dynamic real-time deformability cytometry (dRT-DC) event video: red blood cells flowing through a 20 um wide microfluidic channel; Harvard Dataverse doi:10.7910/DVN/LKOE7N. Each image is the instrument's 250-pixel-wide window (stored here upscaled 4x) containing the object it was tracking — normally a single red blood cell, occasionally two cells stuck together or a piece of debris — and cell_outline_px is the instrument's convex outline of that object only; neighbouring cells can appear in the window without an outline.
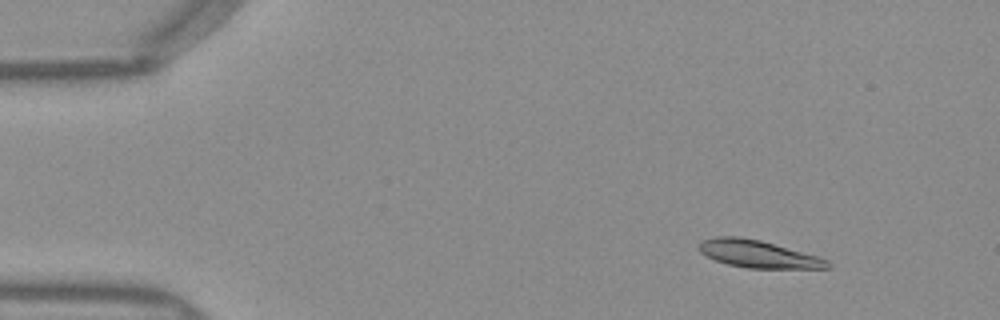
{"species": "Egyptian fruit bat (a non-hibernating species)", "species_latin": "Rousettus aegyptiacus", "temperature_condition": "warm", "stored_images_in_passage": 50, "camera_frame_rate_fps": 3000, "um_per_image_px": 0.085, "frame": {"image": 1, "passage_image": 5, "time_ms": 1.333, "image_size_px": [1000, 320], "cell_outline_px": [[832, 264], [828, 268], [748, 268], [728, 264], [716, 260], [700, 252], [700, 244], [704, 240], [716, 236], [740, 236], [760, 240], [820, 256], [828, 260]], "centroid_in_image_um": [64.5, 21.59], "position_along_channel_um": 20.5, "area_um2": 20.4}}
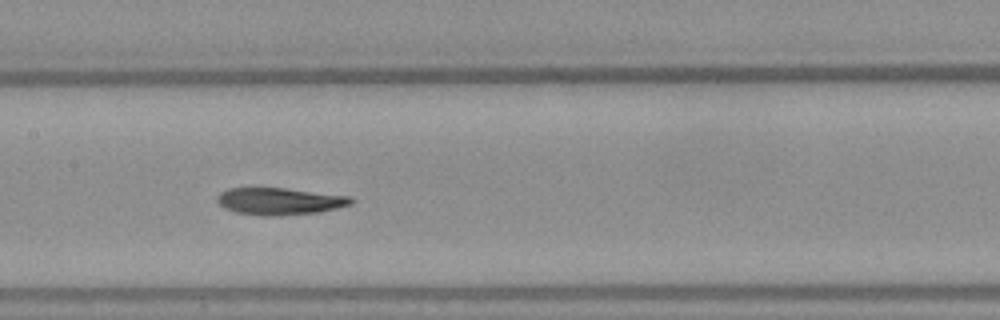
{"frame": {"image": 2, "passage_image": 24, "time_ms": 7.667, "image_size_px": [1000, 320], "cell_outline_px": [[356, 200], [352, 204], [320, 212], [280, 216], [264, 216], [236, 212], [224, 208], [216, 200], [216, 196], [220, 192], [228, 188], [284, 188], [352, 196]], "centroid_in_image_um": [23.79, 17.11], "position_along_channel_um": 183.6, "area_um2": 21.33}}
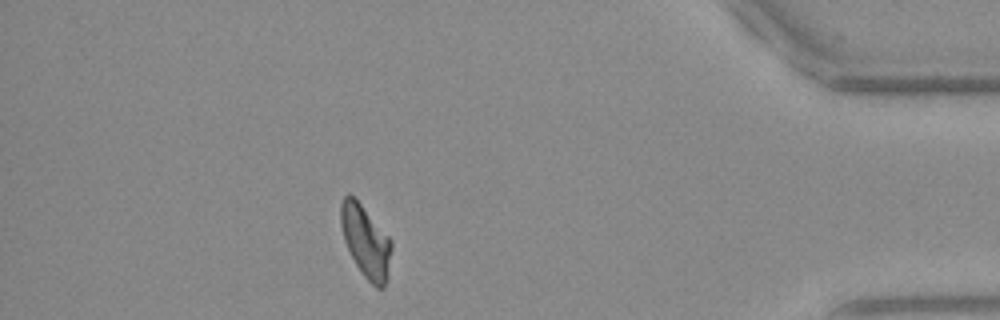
{"frame": {"image": 3, "passage_image": 44, "time_ms": 14.333, "image_size_px": [1000, 320], "cell_outline_px": [[392, 248], [388, 280], [384, 288], [376, 288], [360, 272], [344, 240], [340, 224], [340, 204], [344, 196], [348, 192], [356, 196], [392, 240]], "centroid_in_image_um": [31.1, 20.48], "position_along_channel_um": 404.1, "area_um2": 21.85}, "authors_computed_cell_mechanics": {"area_um2": 21.2993, "velocity_mm_per_s": 3.9819, "shape_relaxation_time_tau1_ms": 4.853, "shape_relaxation_time_tau2_ms": 4.3826, "deformation_change_tau1": 0.1702, "deformation_change_tau2": 0.1195}}